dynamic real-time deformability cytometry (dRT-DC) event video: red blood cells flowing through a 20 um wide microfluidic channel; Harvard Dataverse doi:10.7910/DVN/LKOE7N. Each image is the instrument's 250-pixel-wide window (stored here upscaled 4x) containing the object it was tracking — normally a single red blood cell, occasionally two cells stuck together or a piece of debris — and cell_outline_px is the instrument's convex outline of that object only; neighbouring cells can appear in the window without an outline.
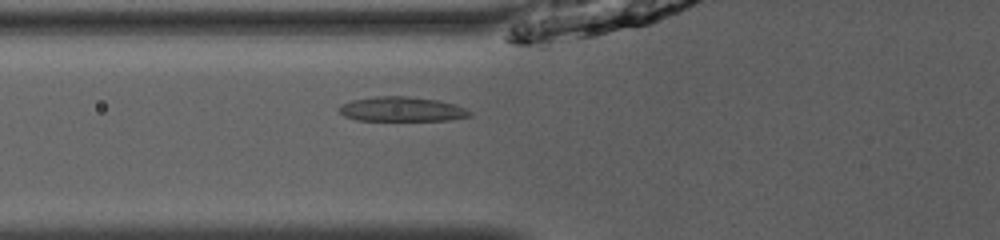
{"species": "common noctule bat (a hibernating species)", "species_latin": "Nyctalus noctula", "temperature_condition": "room temperature", "stored_images_in_passage": 35, "camera_frame_rate_fps": 3000, "um_per_image_px": 0.085, "animal": {"sex": "male", "body_mass_g": 13.0, "forearm_length_mm": 53.1}, "frame": {"image": 1, "passage_image": 4, "time_ms": 1.0, "image_size_px": [1000, 240], "cell_outline_px": [[472, 116], [448, 120], [356, 120], [344, 116], [336, 108], [340, 104], [352, 100], [376, 96], [408, 96], [440, 100], [464, 108], [472, 112]], "centroid_in_image_um": [34.12, 9.27], "position_along_channel_um": 91.7, "area_um2": 18.79}}
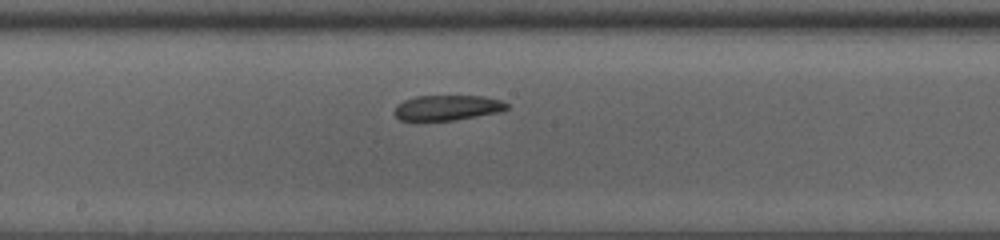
{"frame": {"image": 2, "passage_image": 13, "time_ms": 4.0, "image_size_px": [1000, 240], "cell_outline_px": [[508, 108], [500, 112], [456, 120], [400, 120], [396, 116], [396, 104], [404, 100], [416, 96], [484, 96], [500, 100], [508, 104]], "centroid_in_image_um": [38.05, 9.15], "position_along_channel_um": 210.2, "area_um2": 16.42}}
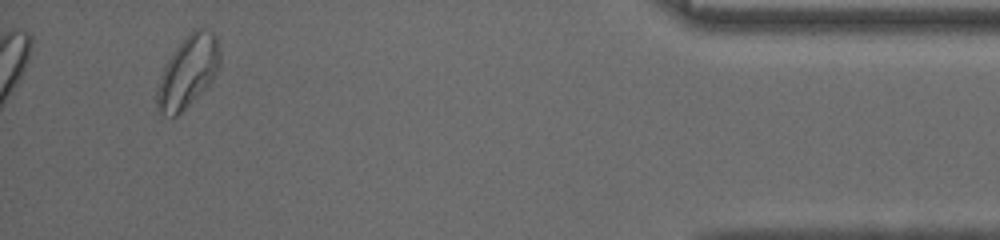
{"frame": {"image": 3, "passage_image": 33, "time_ms": 10.667, "image_size_px": [1000, 240], "cell_outline_px": [[220, 64], [212, 80], [176, 116], [164, 116], [156, 112], [156, 88], [160, 76], [172, 52], [196, 28], [204, 28], [212, 32], [216, 36], [220, 52]], "centroid_in_image_um": [15.94, 6.12], "position_along_channel_um": 419.3, "area_um2": 25.84}, "authors_computed_cell_mechanics": {"area_um2": 17.8602, "velocity_mm_per_s": 3.9349, "shape_relaxation_time_tau1_ms": 5.1595, "shape_relaxation_time_tau2_ms": 7.2759, "deformation_change_tau1": 0.1147, "deformation_change_tau2": 0.1132}}